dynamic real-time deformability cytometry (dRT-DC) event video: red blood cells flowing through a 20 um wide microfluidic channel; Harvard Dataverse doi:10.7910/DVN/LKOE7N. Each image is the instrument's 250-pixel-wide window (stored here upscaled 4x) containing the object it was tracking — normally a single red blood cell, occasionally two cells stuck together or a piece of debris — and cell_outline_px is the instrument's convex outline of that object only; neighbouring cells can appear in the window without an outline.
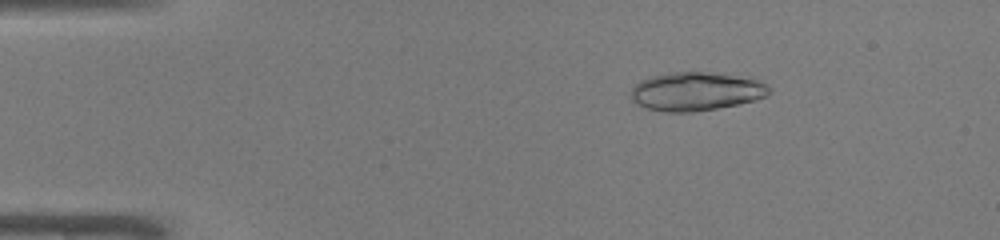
{"species": "common noctule bat (a hibernating species)", "species_latin": "Nyctalus noctula", "temperature_condition": "warm", "stored_images_in_passage": 49, "camera_frame_rate_fps": 3000, "um_per_image_px": 0.085, "animal": {"sex": "male", "body_mass_g": 19.0, "forearm_length_mm": 50.8}, "frame": {"image": 1, "passage_image": 8, "time_ms": 2.333, "image_size_px": [1000, 240], "cell_outline_px": [[772, 92], [768, 96], [756, 100], [716, 108], [692, 112], [664, 112], [644, 108], [636, 104], [632, 100], [632, 88], [636, 84], [652, 76], [672, 72], [708, 72], [756, 80], [772, 88]], "centroid_in_image_um": [59.16, 7.79], "position_along_channel_um": 25.8, "area_um2": 30.75}}
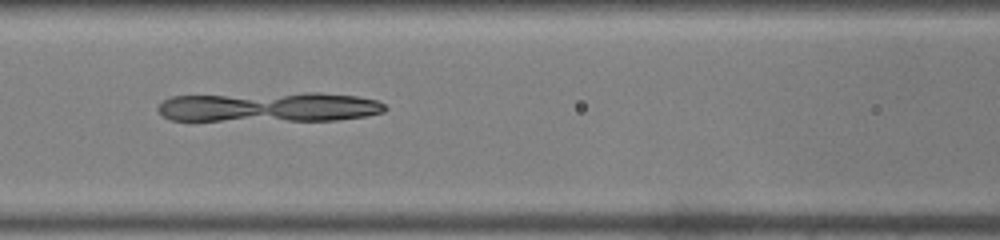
{"frame": {"image": 2, "passage_image": 22, "time_ms": 7.0, "image_size_px": [1000, 240], "cell_outline_px": [[388, 108], [384, 112], [364, 116], [336, 120], [172, 120], [164, 116], [156, 108], [164, 100], [172, 96], [304, 92], [320, 92], [356, 96], [376, 100], [384, 104]], "centroid_in_image_um": [22.91, 9.08], "position_along_channel_um": 143.7, "area_um2": 39.48}}